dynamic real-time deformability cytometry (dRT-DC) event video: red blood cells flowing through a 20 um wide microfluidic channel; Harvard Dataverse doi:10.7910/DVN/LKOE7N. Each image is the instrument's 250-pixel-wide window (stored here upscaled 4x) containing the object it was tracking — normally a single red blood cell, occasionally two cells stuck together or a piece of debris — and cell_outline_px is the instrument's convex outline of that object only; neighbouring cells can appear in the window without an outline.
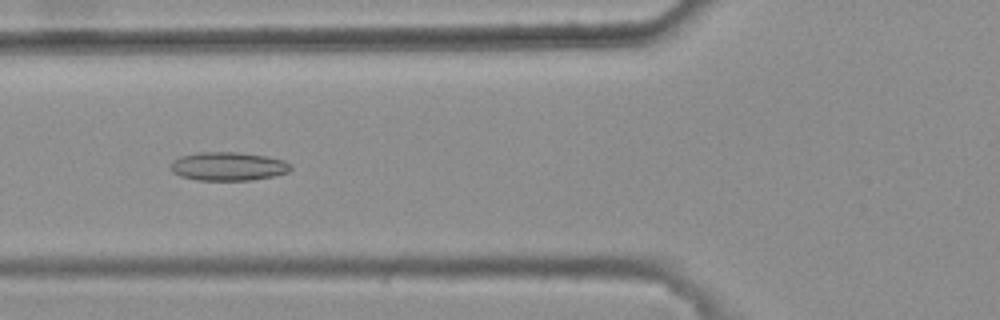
{"species": "common noctule bat (a hibernating species)", "species_latin": "Nyctalus noctula", "temperature_condition": "warm", "stored_images_in_passage": 47, "camera_frame_rate_fps": 3000, "um_per_image_px": 0.085, "animal": {"sex": "female", "body_mass_g": 25.1}, "frame": {"image": 1, "passage_image": 21, "time_ms": 6.667, "image_size_px": [1000, 320], "cell_outline_px": [[292, 168], [288, 172], [272, 176], [252, 180], [196, 180], [180, 176], [172, 172], [172, 160], [180, 156], [196, 152], [240, 152], [264, 156], [284, 160], [292, 164]], "centroid_in_image_um": [19.39, 14.13], "position_along_channel_um": 106.4, "area_um2": 20.06}}
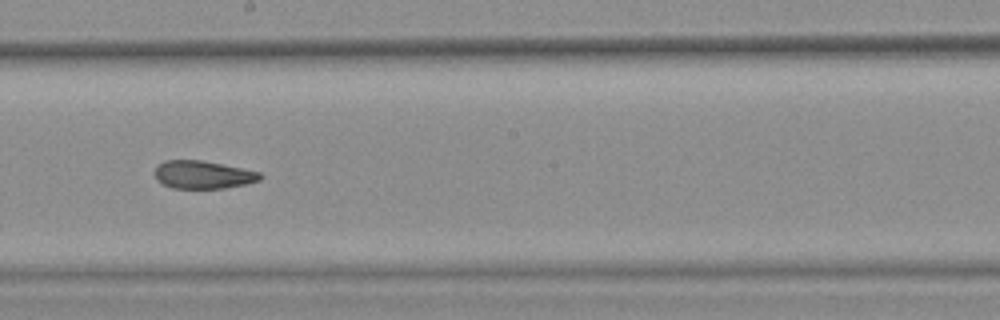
{"frame": {"image": 2, "passage_image": 31, "time_ms": 10.0, "image_size_px": [1000, 320], "cell_outline_px": [[264, 176], [260, 180], [244, 184], [224, 188], [172, 188], [156, 180], [156, 164], [164, 160], [200, 160], [260, 172]], "centroid_in_image_um": [17.23, 14.85], "position_along_channel_um": 231.0, "area_um2": 16.99}}
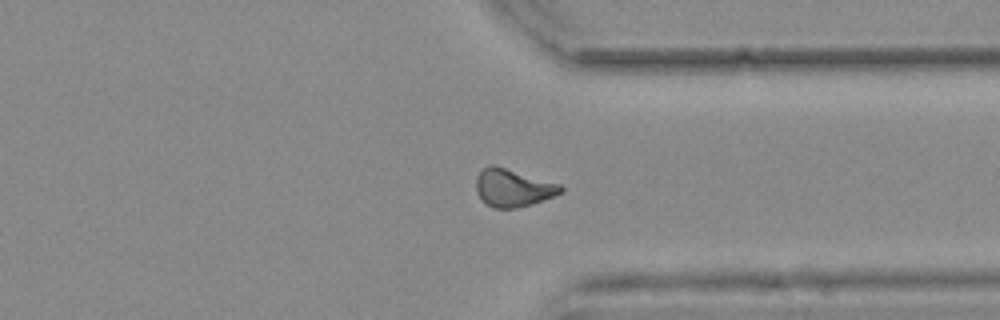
{"frame": {"image": 3, "passage_image": 42, "time_ms": 13.667, "image_size_px": [1000, 320], "cell_outline_px": [[564, 192], [532, 204], [516, 208], [492, 208], [476, 192], [476, 176], [488, 164], [496, 164], [560, 184], [564, 188]], "centroid_in_image_um": [43.61, 15.94], "position_along_channel_um": 367.8, "area_um2": 18.73}, "authors_computed_cell_mechanics": {"area_um2": 18.7272, "velocity_mm_per_s": 3.737, "shape_relaxation_time_tau1_ms": null, "shape_relaxation_time_tau2_ms": 2.8262, "deformation_change_tau1": null, "deformation_change_tau2": 0.1028}}